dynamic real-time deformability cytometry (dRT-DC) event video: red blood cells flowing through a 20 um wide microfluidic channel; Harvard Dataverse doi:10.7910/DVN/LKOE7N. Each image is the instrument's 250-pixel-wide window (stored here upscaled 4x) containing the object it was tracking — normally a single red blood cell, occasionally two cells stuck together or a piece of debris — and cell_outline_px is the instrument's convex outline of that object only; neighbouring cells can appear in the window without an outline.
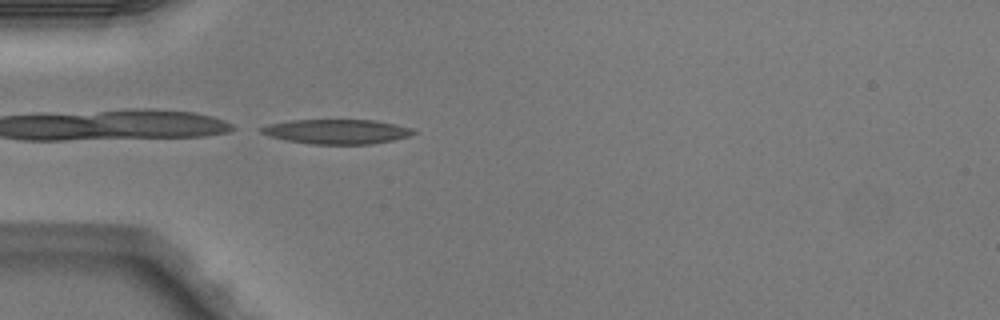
{"species": "Egyptian fruit bat (a non-hibernating species)", "species_latin": "Rousettus aegyptiacus", "temperature_condition": "warm", "stored_images_in_passage": 11, "camera_frame_rate_fps": 3000, "um_per_image_px": 0.085, "animal": {"sex": "male"}, "frame": {"image": 1, "passage_image": 11, "time_ms": 3.333, "image_size_px": [1000, 320], "cell_outline_px": [[416, 132], [408, 136], [392, 140], [372, 144], [312, 144], [288, 140], [272, 136], [260, 132], [260, 128], [268, 124], [292, 120], [376, 120], [412, 128]], "centroid_in_image_um": [28.65, 11.18], "position_along_channel_um": 56.4, "area_um2": 21.56}}